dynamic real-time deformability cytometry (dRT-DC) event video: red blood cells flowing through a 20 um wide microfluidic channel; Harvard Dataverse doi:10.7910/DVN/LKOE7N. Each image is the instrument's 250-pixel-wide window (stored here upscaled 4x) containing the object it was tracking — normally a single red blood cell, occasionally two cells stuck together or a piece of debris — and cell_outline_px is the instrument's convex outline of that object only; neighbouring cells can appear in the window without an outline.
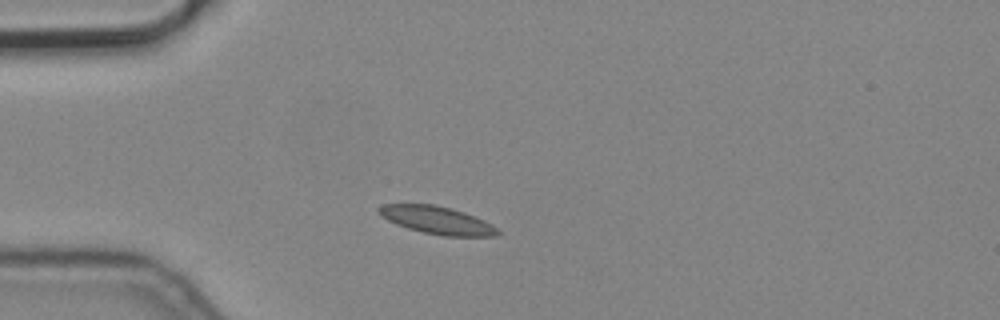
{"species": "common noctule bat (a hibernating species)", "species_latin": "Nyctalus noctula", "temperature_condition": "cold", "stored_images_in_passage": 3, "camera_frame_rate_fps": 3000, "um_per_image_px": 0.085, "animal": {"sex": "male", "body_mass_g": 19.2, "forearm_length_mm": 51.8}, "frame": {"image": 1, "passage_image": 3, "time_ms": 0.667, "image_size_px": [1000, 320], "cell_outline_px": [[500, 232], [496, 236], [444, 236], [424, 232], [408, 228], [396, 224], [388, 220], [376, 208], [380, 204], [432, 204], [452, 208], [464, 212], [484, 220], [492, 224]], "centroid_in_image_um": [37.16, 18.71], "position_along_channel_um": 47.8, "area_um2": 19.02}}